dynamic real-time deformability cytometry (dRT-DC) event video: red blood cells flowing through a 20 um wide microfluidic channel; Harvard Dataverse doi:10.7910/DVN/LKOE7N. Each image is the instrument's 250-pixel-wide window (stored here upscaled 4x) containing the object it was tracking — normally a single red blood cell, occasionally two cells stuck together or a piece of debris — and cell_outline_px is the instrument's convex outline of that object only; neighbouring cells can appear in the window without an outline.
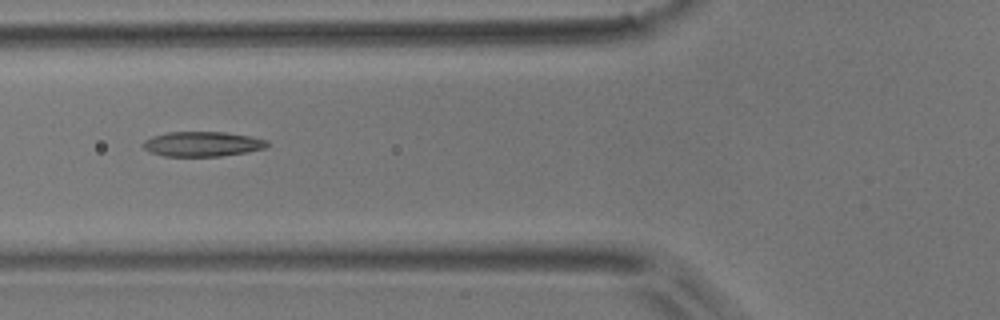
{"species": "common noctule bat (a hibernating species)", "species_latin": "Nyctalus noctula", "temperature_condition": "room temperature", "stored_images_in_passage": 4, "camera_frame_rate_fps": 3000, "um_per_image_px": 0.085, "animal": {"sex": "male", "body_mass_g": 17.9}, "frame": {"image": 1, "passage_image": 2, "time_ms": 1.333, "image_size_px": [1000, 320], "cell_outline_px": [[268, 144], [264, 148], [244, 152], [220, 156], [164, 156], [152, 152], [144, 148], [144, 140], [152, 136], [168, 132], [224, 132], [252, 136], [268, 140]], "centroid_in_image_um": [17.21, 12.23], "position_along_channel_um": 108.6, "area_um2": 17.8}}
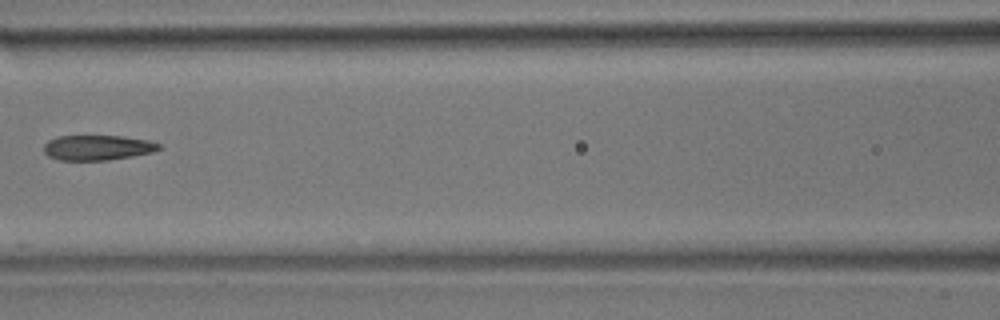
{"frame": {"image": 2, "passage_image": 3, "time_ms": 2.667, "image_size_px": [1000, 320], "cell_outline_px": [[160, 148], [152, 152], [132, 156], [108, 160], [60, 160], [48, 156], [44, 152], [44, 144], [48, 140], [56, 136], [124, 136], [148, 140], [160, 144]], "centroid_in_image_um": [8.26, 12.54], "position_along_channel_um": 158.3, "area_um2": 16.82}}
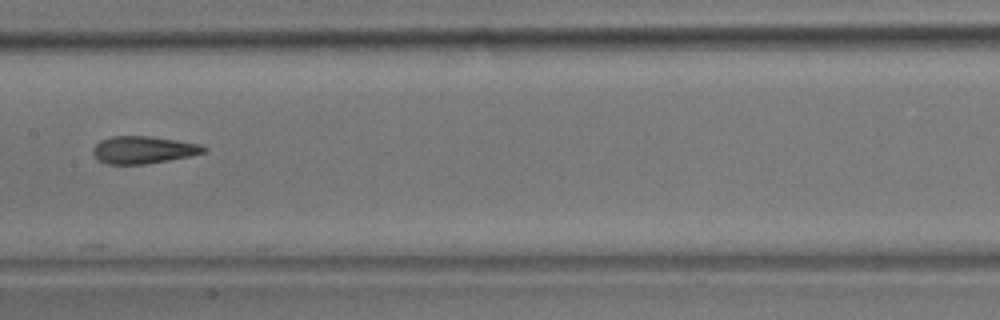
{"frame": {"image": 3, "passage_image": 4, "time_ms": 3.667, "image_size_px": [1000, 320], "cell_outline_px": [[208, 148], [204, 152], [188, 156], [168, 160], [144, 164], [108, 164], [100, 160], [92, 152], [92, 148], [100, 140], [112, 136], [148, 136], [204, 144]], "centroid_in_image_um": [12.2, 12.72], "position_along_channel_um": 195.2, "area_um2": 17.57}}